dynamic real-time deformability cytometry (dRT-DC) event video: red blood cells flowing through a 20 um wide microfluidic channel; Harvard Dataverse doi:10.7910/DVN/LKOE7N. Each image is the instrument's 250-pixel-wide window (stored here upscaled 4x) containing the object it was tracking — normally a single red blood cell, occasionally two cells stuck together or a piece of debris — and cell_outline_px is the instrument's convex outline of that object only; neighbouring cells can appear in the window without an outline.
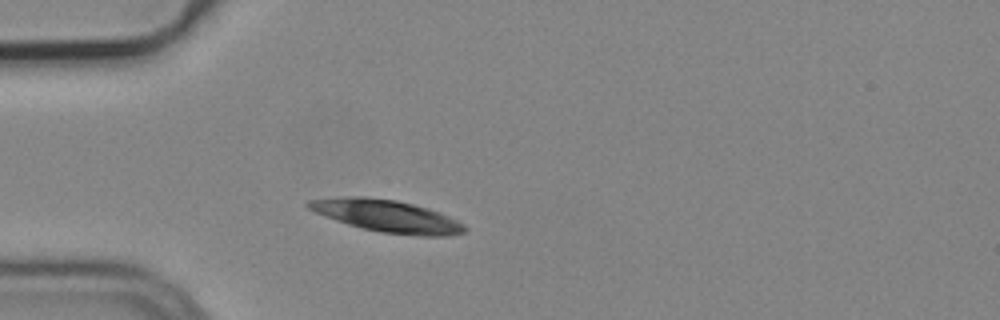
{"species": "common noctule bat (a hibernating species)", "species_latin": "Nyctalus noctula", "temperature_condition": "cold", "stored_images_in_passage": 2, "camera_frame_rate_fps": 3000, "um_per_image_px": 0.085, "animal": {"sex": "male", "body_mass_g": 19.2, "forearm_length_mm": 51.8}, "frame": {"image": 1, "passage_image": 2, "time_ms": 0.333, "image_size_px": [1000, 320], "cell_outline_px": [[468, 228], [464, 232], [448, 236], [420, 236], [380, 232], [360, 228], [324, 216], [308, 208], [304, 204], [308, 200], [344, 196], [364, 196], [396, 200], [428, 208], [440, 212], [464, 224]], "centroid_in_image_um": [32.88, 18.36], "position_along_channel_um": 52.1, "area_um2": 29.36}}